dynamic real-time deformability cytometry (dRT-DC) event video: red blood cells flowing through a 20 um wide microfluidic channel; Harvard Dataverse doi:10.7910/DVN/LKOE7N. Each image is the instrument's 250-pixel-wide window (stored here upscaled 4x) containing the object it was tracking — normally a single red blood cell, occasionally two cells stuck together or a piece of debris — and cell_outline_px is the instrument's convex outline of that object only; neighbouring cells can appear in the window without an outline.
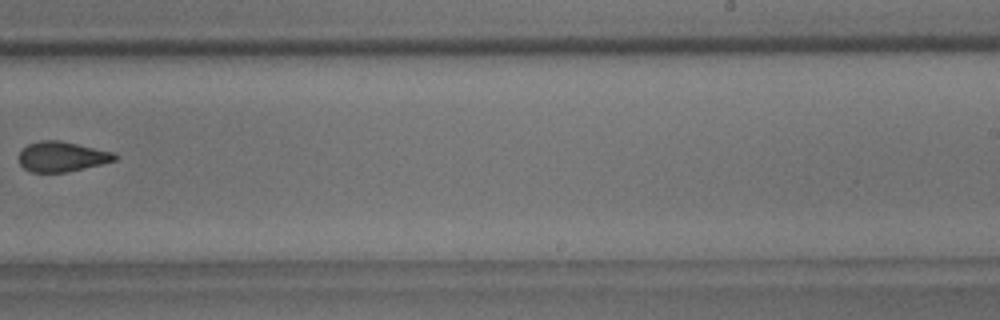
{"species": "common noctule bat (a hibernating species)", "species_latin": "Nyctalus noctula", "temperature_condition": "room temperature", "stored_images_in_passage": 10, "segment_of_instrument_passage": [2, 2], "camera_frame_rate_fps": 3000, "um_per_image_px": 0.085, "animal": {"sex": "male", "body_mass_g": 18.8}, "frame": {"image": 1, "passage_image": 9, "time_ms": 10.333, "image_size_px": [1000, 320], "cell_outline_px": [[120, 156], [116, 160], [100, 164], [64, 172], [32, 172], [24, 168], [20, 164], [20, 152], [28, 144], [40, 140], [60, 140], [116, 152]], "centroid_in_image_um": [5.31, 13.29], "position_along_channel_um": 283.7, "area_um2": 16.76}}